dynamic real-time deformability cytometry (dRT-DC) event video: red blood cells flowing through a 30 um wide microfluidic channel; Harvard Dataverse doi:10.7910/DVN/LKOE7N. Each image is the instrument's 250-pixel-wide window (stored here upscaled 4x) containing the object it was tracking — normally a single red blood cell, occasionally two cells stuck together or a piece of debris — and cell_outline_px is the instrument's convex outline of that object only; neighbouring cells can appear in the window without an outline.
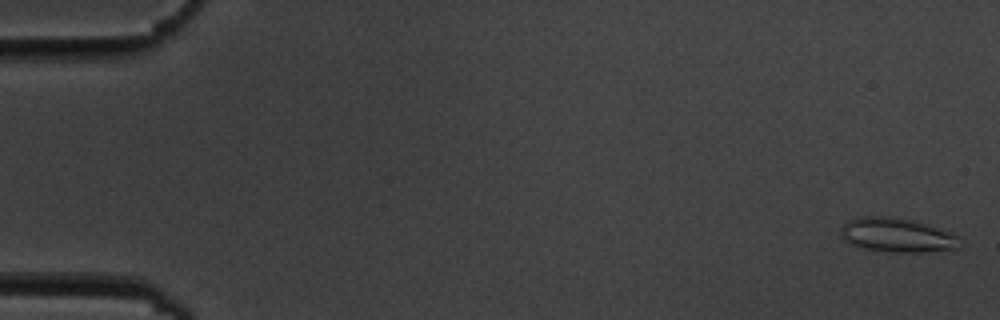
{"species": "common noctule bat (a hibernating species)", "species_latin": "Nyctalus noctula", "temperature_condition": "cold", "stored_images_in_passage": 6, "camera_frame_rate_fps": 3000, "um_per_image_px": 0.085, "animal": {"sex": "male", "body_mass_g": 19.5, "forearm_length_mm": 54.6}, "frame": {"image": 1, "passage_image": 1, "time_ms": 0.0, "image_size_px": [1000, 320], "cell_outline_px": [[960, 248], [920, 252], [892, 252], [864, 248], [844, 240], [840, 236], [840, 228], [848, 220], [860, 216], [888, 216], [912, 220], [928, 224], [952, 232], [956, 236]], "centroid_in_image_um": [76.22, 19.97], "position_along_channel_um": 8.8, "area_um2": 23.64}}
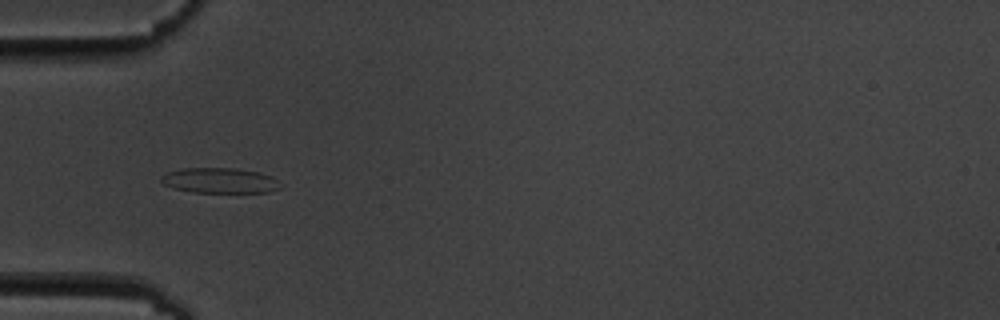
{"frame": {"image": 2, "passage_image": 5, "time_ms": 5.667, "image_size_px": [1000, 320], "cell_outline_px": [[280, 188], [268, 192], [192, 192], [176, 188], [164, 184], [160, 180], [160, 176], [168, 172], [180, 168], [236, 168], [256, 172], [272, 176], [276, 180]], "centroid_in_image_um": [18.64, 15.33], "position_along_channel_um": 66.4, "area_um2": 17.34}}